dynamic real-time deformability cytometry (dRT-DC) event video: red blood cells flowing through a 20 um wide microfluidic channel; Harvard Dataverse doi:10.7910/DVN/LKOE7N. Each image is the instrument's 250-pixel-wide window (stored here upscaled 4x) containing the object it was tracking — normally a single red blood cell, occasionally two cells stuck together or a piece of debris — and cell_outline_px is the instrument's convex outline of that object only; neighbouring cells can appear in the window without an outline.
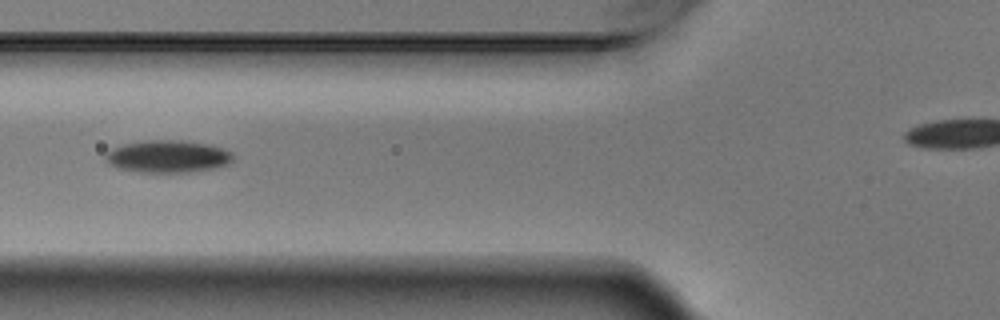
{"species": "Egyptian fruit bat (a non-hibernating species)", "species_latin": "Rousettus aegyptiacus", "temperature_condition": "warm", "stored_images_in_passage": 6, "camera_frame_rate_fps": 3000, "um_per_image_px": 0.085, "animal": {"sex": "male"}, "frame": {"image": 1, "passage_image": 4, "time_ms": 1.0, "image_size_px": [1000, 320], "cell_outline_px": [[232, 160], [228, 164], [212, 168], [188, 172], [136, 172], [120, 168], [108, 164], [104, 160], [104, 156], [112, 148], [124, 144], [144, 140], [180, 140], [208, 144], [232, 152]], "centroid_in_image_um": [14.21, 13.29], "position_along_channel_um": 111.6, "area_um2": 23.93}}
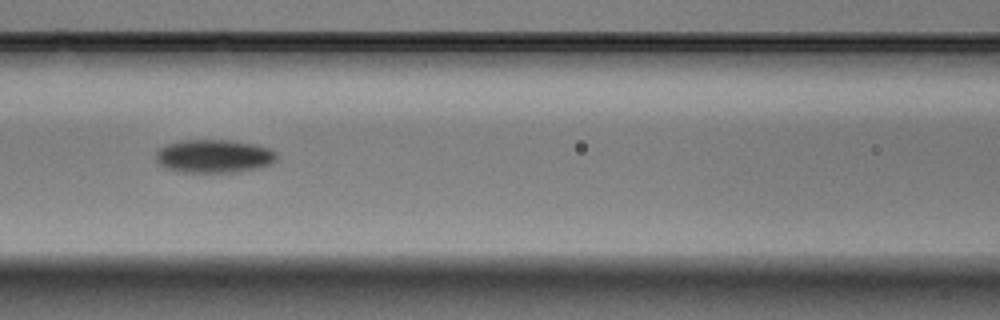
{"frame": {"image": 2, "passage_image": 5, "time_ms": 1.333, "image_size_px": [1000, 320], "cell_outline_px": [[276, 160], [260, 168], [236, 172], [180, 172], [164, 168], [156, 160], [156, 152], [160, 148], [168, 144], [180, 140], [236, 140], [256, 144], [268, 148], [276, 152]], "centroid_in_image_um": [18.18, 13.27], "position_along_channel_um": 148.4, "area_um2": 23.58}}
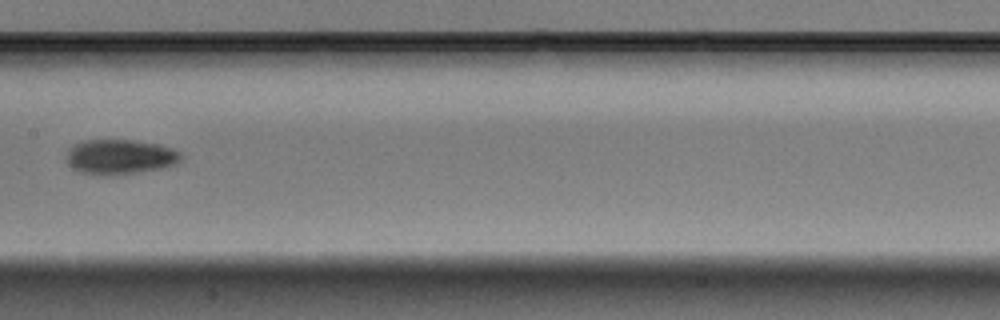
{"frame": {"image": 3, "passage_image": 6, "time_ms": 1.667, "image_size_px": [1000, 320], "cell_outline_px": [[184, 156], [176, 164], [164, 168], [112, 176], [108, 176], [80, 172], [72, 168], [68, 164], [64, 156], [68, 148], [84, 140], [136, 140], [160, 144], [172, 148], [180, 152]], "centroid_in_image_um": [10.2, 13.33], "position_along_channel_um": 197.2, "area_um2": 23.76}}